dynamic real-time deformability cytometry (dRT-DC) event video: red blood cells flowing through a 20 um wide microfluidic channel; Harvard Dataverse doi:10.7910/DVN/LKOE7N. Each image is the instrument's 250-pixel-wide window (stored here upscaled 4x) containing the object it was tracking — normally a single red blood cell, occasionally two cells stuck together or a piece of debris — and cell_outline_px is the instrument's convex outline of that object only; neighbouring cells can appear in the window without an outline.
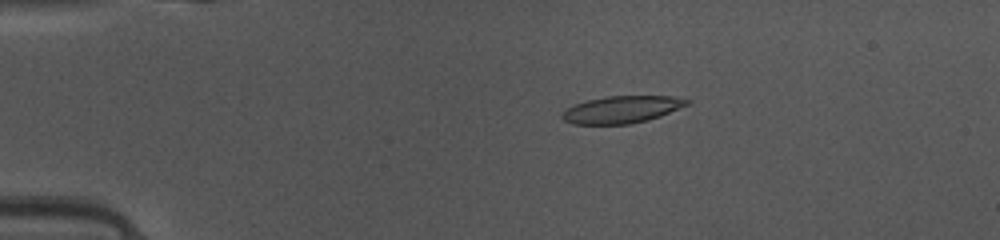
{"species": "common noctule bat (a hibernating species)", "species_latin": "Nyctalus noctula", "temperature_condition": "warm", "stored_images_in_passage": 48, "camera_frame_rate_fps": 3000, "um_per_image_px": 0.085, "animal": {"sex": "female", "body_mass_g": 10.0, "forearm_length_mm": 53.1}, "frame": {"image": 1, "passage_image": 10, "time_ms": 3.0, "image_size_px": [1000, 240], "cell_outline_px": [[688, 104], [660, 116], [648, 120], [632, 124], [572, 124], [564, 120], [560, 116], [568, 108], [576, 104], [588, 100], [608, 96], [672, 96], [688, 100]], "centroid_in_image_um": [52.83, 9.32], "position_along_channel_um": 32.2, "area_um2": 19.48}}
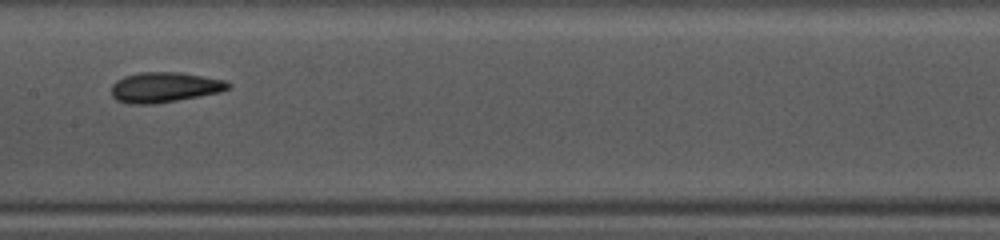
{"frame": {"image": 2, "passage_image": 25, "time_ms": 8.0, "image_size_px": [1000, 240], "cell_outline_px": [[232, 88], [220, 92], [156, 104], [128, 104], [116, 100], [112, 96], [112, 84], [116, 80], [124, 76], [140, 72], [180, 72], [224, 80], [232, 84]], "centroid_in_image_um": [13.98, 7.42], "position_along_channel_um": 193.4, "area_um2": 20.69}}
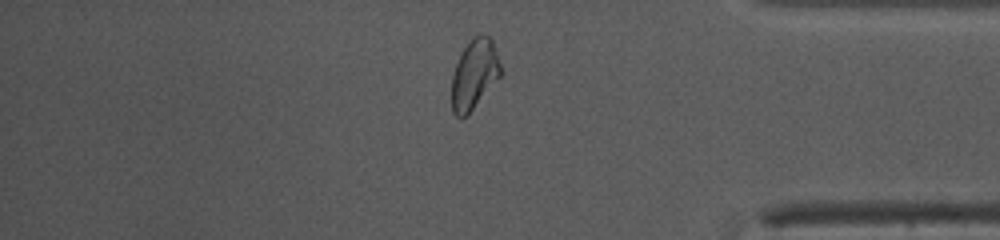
{"frame": {"image": 3, "passage_image": 41, "time_ms": 13.333, "image_size_px": [1000, 240], "cell_outline_px": [[504, 72], [468, 116], [460, 120], [452, 112], [452, 76], [456, 64], [464, 48], [480, 32], [492, 36]], "centroid_in_image_um": [40.36, 6.33], "position_along_channel_um": 394.8, "area_um2": 20.46}, "authors_computed_cell_mechanics": {"area_um2": 20.1722, "velocity_mm_per_s": 4.129, "shape_relaxation_time_tau1_ms": 6.2431, "shape_relaxation_time_tau2_ms": 1.8849, "deformation_change_tau1": 0.195, "deformation_change_tau2": 0.0957}}